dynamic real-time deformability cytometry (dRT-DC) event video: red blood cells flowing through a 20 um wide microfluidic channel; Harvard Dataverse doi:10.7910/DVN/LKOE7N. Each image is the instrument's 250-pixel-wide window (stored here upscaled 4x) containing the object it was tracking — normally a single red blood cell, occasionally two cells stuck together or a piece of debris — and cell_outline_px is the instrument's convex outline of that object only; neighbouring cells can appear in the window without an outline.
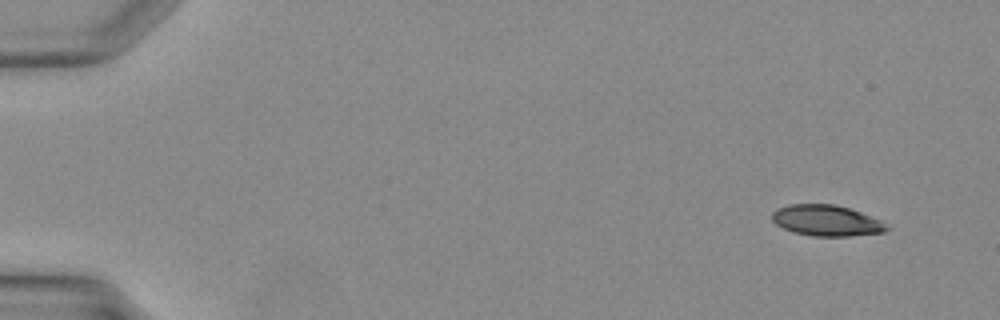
{"species": "Egyptian fruit bat (a non-hibernating species)", "species_latin": "Rousettus aegyptiacus", "temperature_condition": "warm", "stored_images_in_passage": 36, "camera_frame_rate_fps": 3000, "um_per_image_px": 0.085, "animal": {"sex": "female"}, "frame": {"image": 1, "passage_image": 1, "time_ms": 0.0, "image_size_px": [1000, 320], "cell_outline_px": [[888, 228], [884, 232], [848, 236], [812, 236], [792, 232], [776, 224], [772, 220], [772, 212], [776, 208], [788, 204], [836, 204], [860, 212], [880, 220]], "centroid_in_image_um": [70.19, 18.74], "position_along_channel_um": 14.8, "area_um2": 20.58}}
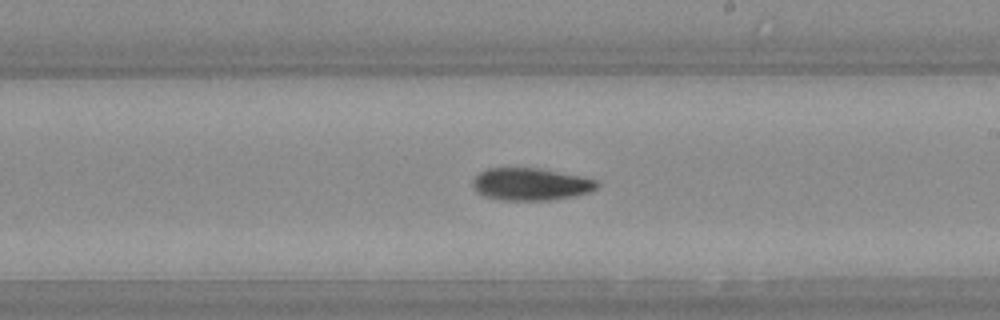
{"frame": {"image": 2, "passage_image": 21, "time_ms": 6.667, "image_size_px": [1000, 320], "cell_outline_px": [[600, 184], [596, 188], [588, 192], [572, 196], [548, 200], [504, 200], [484, 196], [476, 192], [472, 188], [472, 180], [480, 172], [488, 168], [540, 168], [596, 180]], "centroid_in_image_um": [45.05, 15.65], "position_along_channel_um": 243.9, "area_um2": 23.24}}
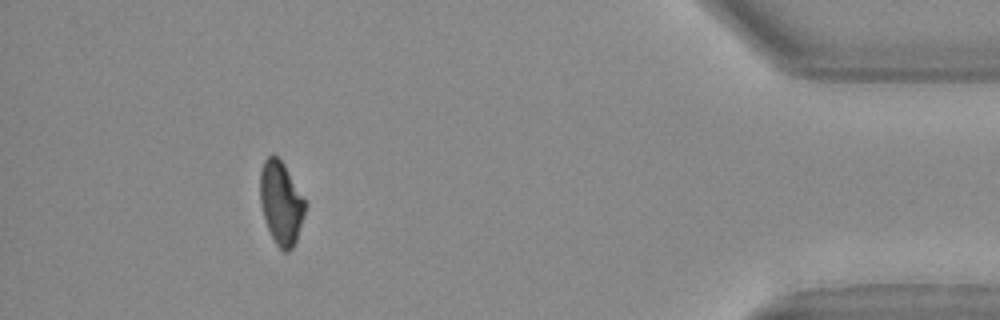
{"frame": {"image": 3, "passage_image": 33, "time_ms": 10.667, "image_size_px": [1000, 320], "cell_outline_px": [[308, 204], [296, 240], [292, 248], [288, 252], [284, 252], [276, 244], [268, 228], [260, 204], [260, 172], [264, 160], [268, 156], [276, 156], [284, 164]], "centroid_in_image_um": [23.9, 17.25], "position_along_channel_um": 411.3, "area_um2": 21.73}}